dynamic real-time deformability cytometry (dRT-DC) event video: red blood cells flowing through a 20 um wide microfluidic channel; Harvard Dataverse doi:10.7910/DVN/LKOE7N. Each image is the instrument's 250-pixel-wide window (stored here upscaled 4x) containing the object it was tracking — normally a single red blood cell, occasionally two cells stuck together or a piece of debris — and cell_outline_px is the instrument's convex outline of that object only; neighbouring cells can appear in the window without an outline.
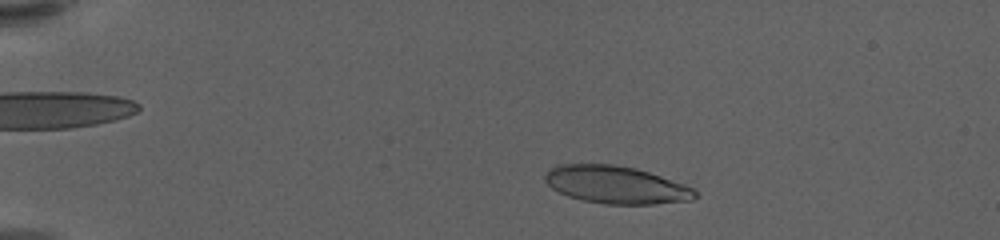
{"species": "human", "species_latin": "Homo sapiens", "temperature_condition": "warm", "stored_images_in_passage": 48, "camera_frame_rate_fps": 3000, "um_per_image_px": 0.085, "donor": {"sex": "female"}, "frame": {"image": 1, "passage_image": 2, "time_ms": 0.333, "image_size_px": [1000, 240], "cell_outline_px": [[696, 196], [692, 200], [652, 204], [604, 204], [584, 200], [568, 196], [552, 188], [544, 180], [544, 176], [556, 164], [616, 164], [636, 168], [684, 184], [692, 188], [696, 192]], "centroid_in_image_um": [52.35, 15.7], "position_along_channel_um": 32.7, "area_um2": 32.66}}
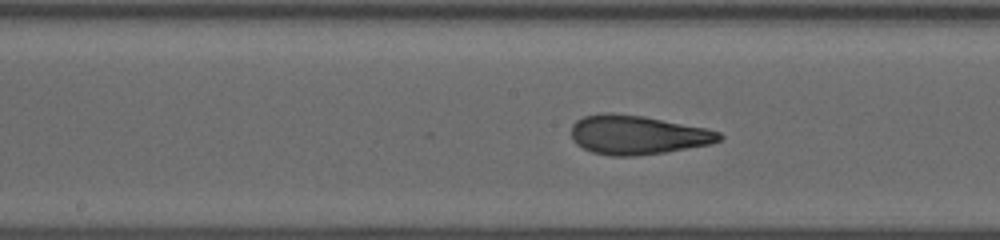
{"frame": {"image": 2, "passage_image": 22, "time_ms": 7.0, "image_size_px": [1000, 240], "cell_outline_px": [[724, 136], [720, 140], [712, 144], [664, 152], [636, 156], [612, 156], [592, 152], [576, 144], [572, 140], [572, 124], [576, 120], [584, 116], [600, 112], [612, 112], [644, 116], [708, 128], [720, 132]], "centroid_in_image_um": [54.19, 11.45], "position_along_channel_um": 194.0, "area_um2": 34.04}}
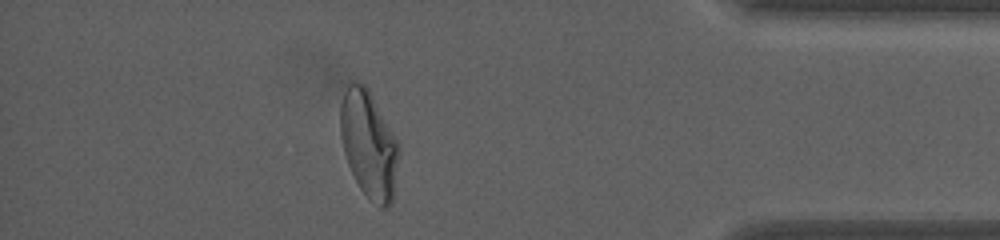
{"frame": {"image": 3, "passage_image": 42, "time_ms": 13.667, "image_size_px": [1000, 240], "cell_outline_px": [[400, 148], [392, 204], [388, 208], [380, 208], [360, 188], [348, 164], [344, 152], [340, 136], [340, 104], [348, 80], [356, 80], [364, 84], [368, 88], [400, 144]], "centroid_in_image_um": [31.35, 12.23], "position_along_channel_um": 403.9, "area_um2": 36.76}, "authors_computed_cell_mechanics": {"area_um2": 33.6974, "velocity_mm_per_s": 3.6176, "shape_relaxation_time_tau1_ms": 6.287, "shape_relaxation_time_tau2_ms": 1.1674, "deformation_change_tau1": 0.2224, "deformation_change_tau2": 0.0951}}